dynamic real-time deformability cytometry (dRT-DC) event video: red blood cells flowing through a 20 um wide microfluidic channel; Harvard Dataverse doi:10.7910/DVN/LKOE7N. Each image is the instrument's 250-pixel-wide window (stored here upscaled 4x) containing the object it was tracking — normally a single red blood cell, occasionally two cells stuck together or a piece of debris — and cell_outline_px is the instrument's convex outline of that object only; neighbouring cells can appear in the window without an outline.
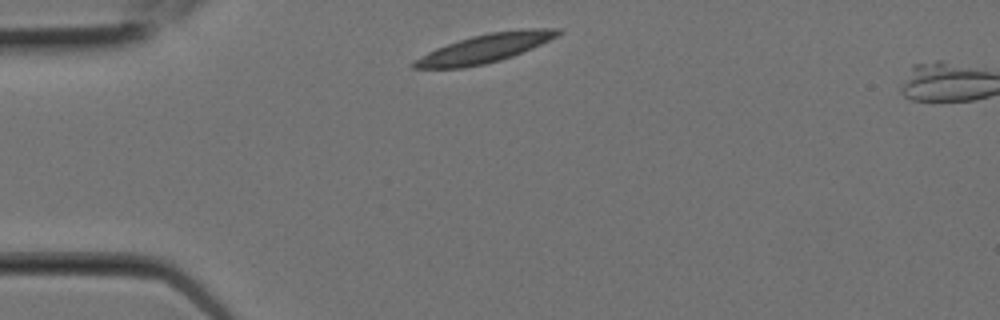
{"species": "Egyptian fruit bat (a non-hibernating species)", "species_latin": "Rousettus aegyptiacus", "temperature_condition": "room temperature", "stored_images_in_passage": 2, "camera_frame_rate_fps": 3000, "um_per_image_px": 0.085, "animal": {"sex": "female"}, "frame": {"image": 1, "passage_image": 1, "time_ms": 0.0, "image_size_px": [1000, 320], "cell_outline_px": [[564, 32], [532, 48], [512, 56], [500, 60], [484, 64], [464, 68], [412, 68], [408, 64], [428, 52], [436, 48], [472, 36], [488, 32], [528, 28], [560, 28]], "centroid_in_image_um": [41.21, 4.1], "position_along_channel_um": 43.8, "area_um2": 23.81}}